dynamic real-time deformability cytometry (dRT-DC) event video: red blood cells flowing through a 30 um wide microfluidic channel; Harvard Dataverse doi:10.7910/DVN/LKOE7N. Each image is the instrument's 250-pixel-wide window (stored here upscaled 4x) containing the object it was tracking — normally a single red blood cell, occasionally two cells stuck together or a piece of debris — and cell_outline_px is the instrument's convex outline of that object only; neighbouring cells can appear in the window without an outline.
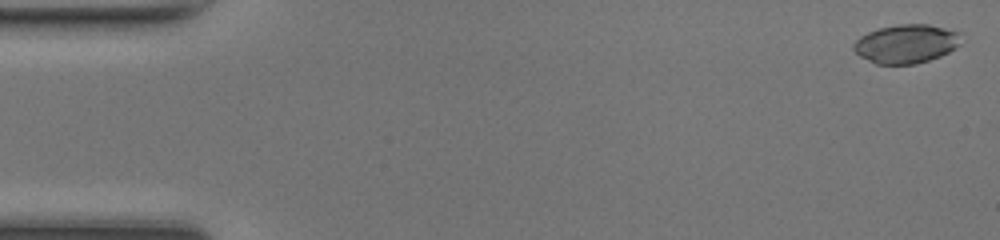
{"species": "common noctule bat (a hibernating species)", "species_latin": "Nyctalus noctula", "temperature_condition": "room temperature", "stored_images_in_passage": 10, "camera_frame_rate_fps": 3000, "um_per_image_px": 0.085, "animal": {"sex": "female", "body_mass_g": 17.0, "forearm_length_mm": 48.0}, "frame": {"image": 1, "passage_image": 1, "time_ms": 0.0, "image_size_px": [1000, 240], "cell_outline_px": [[964, 32], [960, 44], [956, 48], [940, 56], [916, 64], [876, 64], [860, 56], [852, 48], [852, 44], [860, 36], [868, 32], [880, 28], [900, 24], [928, 24]], "centroid_in_image_um": [77.07, 3.71], "position_along_channel_um": 7.9, "area_um2": 24.51}}